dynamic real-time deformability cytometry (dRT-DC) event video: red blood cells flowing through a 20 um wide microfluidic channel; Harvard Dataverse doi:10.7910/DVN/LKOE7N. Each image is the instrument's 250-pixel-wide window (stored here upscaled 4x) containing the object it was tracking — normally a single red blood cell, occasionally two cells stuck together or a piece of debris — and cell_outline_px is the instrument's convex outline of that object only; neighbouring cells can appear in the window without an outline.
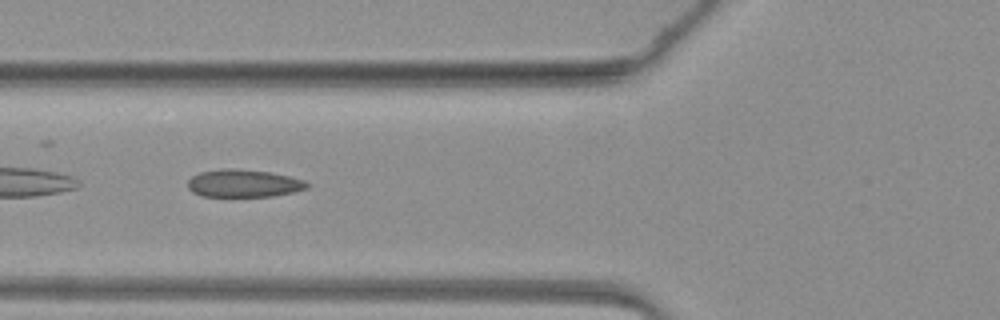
{"species": "common noctule bat (a hibernating species)", "species_latin": "Nyctalus noctula", "temperature_condition": "warm", "stored_images_in_passage": 29, "camera_frame_rate_fps": 3000, "um_per_image_px": 0.085, "animal": {"sex": "female", "body_mass_g": 19.3, "forearm_length_mm": 54.1}, "frame": {"image": 1, "passage_image": 5, "time_ms": 1.333, "image_size_px": [1000, 320], "cell_outline_px": [[312, 184], [308, 188], [292, 192], [272, 196], [200, 196], [192, 192], [188, 188], [188, 180], [192, 176], [200, 172], [224, 168], [232, 168], [268, 172], [288, 176], [304, 180]], "centroid_in_image_um": [20.7, 15.58], "position_along_channel_um": 105.1, "area_um2": 19.19}}